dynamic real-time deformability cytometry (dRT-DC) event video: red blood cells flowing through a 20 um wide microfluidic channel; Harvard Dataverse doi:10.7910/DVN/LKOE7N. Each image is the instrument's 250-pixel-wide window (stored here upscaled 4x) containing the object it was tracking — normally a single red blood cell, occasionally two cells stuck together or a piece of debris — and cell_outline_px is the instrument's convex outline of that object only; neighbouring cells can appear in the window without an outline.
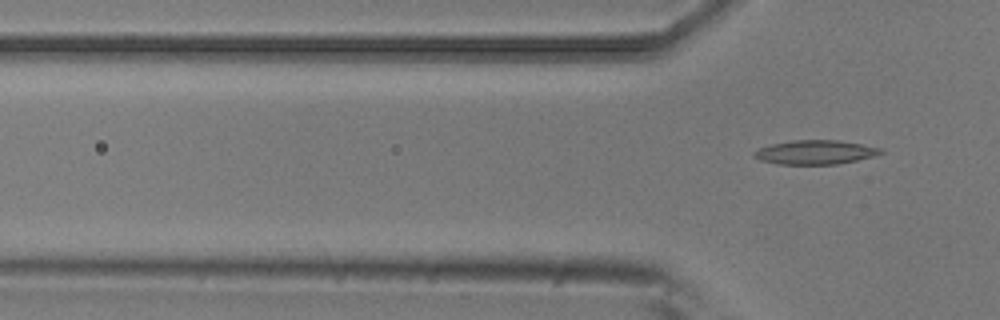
{"species": "common noctule bat (a hibernating species)", "species_latin": "Nyctalus noctula", "temperature_condition": "room temperature", "stored_images_in_passage": 6, "camera_frame_rate_fps": 3000, "um_per_image_px": 0.085, "animal": {"sex": "male", "body_mass_g": 20.5, "forearm_length_mm": 52.5}, "frame": {"image": 1, "passage_image": 6, "time_ms": 1.667, "image_size_px": [1000, 320], "cell_outline_px": [[884, 152], [872, 156], [856, 160], [836, 164], [780, 164], [760, 160], [752, 156], [752, 152], [760, 148], [772, 144], [792, 140], [836, 140], [860, 144], [880, 148]], "centroid_in_image_um": [69.24, 12.94], "position_along_channel_um": 56.6, "area_um2": 17.51}}